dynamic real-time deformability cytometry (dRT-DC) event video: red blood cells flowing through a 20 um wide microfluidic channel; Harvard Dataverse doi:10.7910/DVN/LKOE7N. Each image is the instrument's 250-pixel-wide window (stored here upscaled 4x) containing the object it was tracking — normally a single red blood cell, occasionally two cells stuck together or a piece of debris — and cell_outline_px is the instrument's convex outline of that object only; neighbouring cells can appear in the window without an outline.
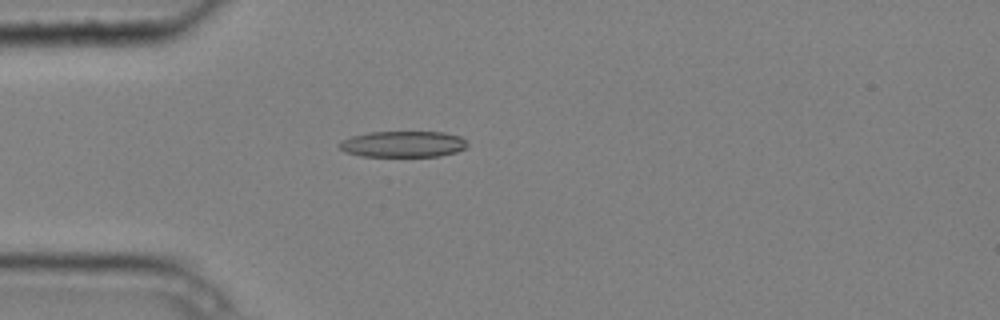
{"species": "common noctule bat (a hibernating species)", "species_latin": "Nyctalus noctula", "temperature_condition": "cold", "stored_images_in_passage": 4, "camera_frame_rate_fps": 3000, "um_per_image_px": 0.085, "animal": {"sex": "male", "body_mass_g": 20.4}, "frame": {"image": 1, "passage_image": 4, "time_ms": 1.0, "image_size_px": [1000, 320], "cell_outline_px": [[468, 144], [464, 148], [456, 152], [440, 156], [360, 156], [344, 152], [336, 144], [340, 140], [352, 136], [372, 132], [444, 132], [460, 136]], "centroid_in_image_um": [34.22, 12.25], "position_along_channel_um": 50.8, "area_um2": 19.54}}